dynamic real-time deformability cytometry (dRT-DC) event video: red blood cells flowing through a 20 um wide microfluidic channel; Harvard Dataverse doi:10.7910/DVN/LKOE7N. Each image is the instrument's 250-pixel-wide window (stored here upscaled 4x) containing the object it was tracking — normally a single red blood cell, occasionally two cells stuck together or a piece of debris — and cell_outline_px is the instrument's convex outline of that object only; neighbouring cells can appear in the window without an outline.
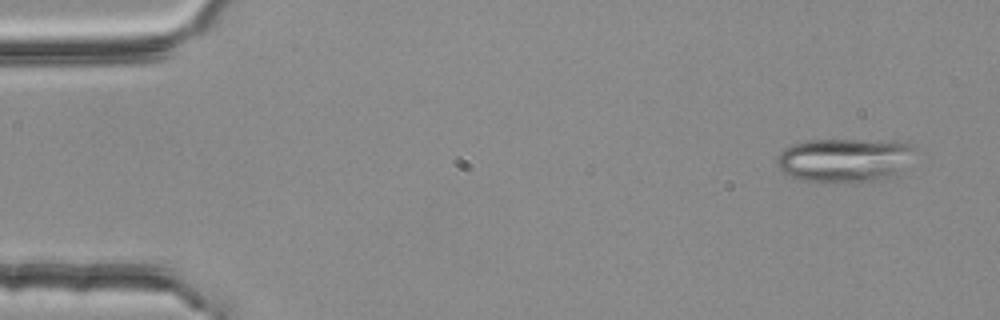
{"species": "common noctule bat (a hibernating species)", "species_latin": "Nyctalus noctula", "temperature_condition": "room temperature", "stored_images_in_passage": 3, "camera_frame_rate_fps": 3000, "um_per_image_px": 0.085, "animal": {"sex": "female", "body_mass_g": 25.1}, "frame": {"image": 1, "passage_image": 1, "time_ms": 0.0, "image_size_px": [1000, 320], "cell_outline_px": [[916, 148], [900, 172], [896, 176], [880, 180], [804, 180], [788, 176], [776, 164], [776, 156], [784, 148], [792, 144], [812, 140], [896, 140], [916, 144]], "centroid_in_image_um": [71.82, 13.56], "position_along_channel_um": 13.2, "area_um2": 35.03}}